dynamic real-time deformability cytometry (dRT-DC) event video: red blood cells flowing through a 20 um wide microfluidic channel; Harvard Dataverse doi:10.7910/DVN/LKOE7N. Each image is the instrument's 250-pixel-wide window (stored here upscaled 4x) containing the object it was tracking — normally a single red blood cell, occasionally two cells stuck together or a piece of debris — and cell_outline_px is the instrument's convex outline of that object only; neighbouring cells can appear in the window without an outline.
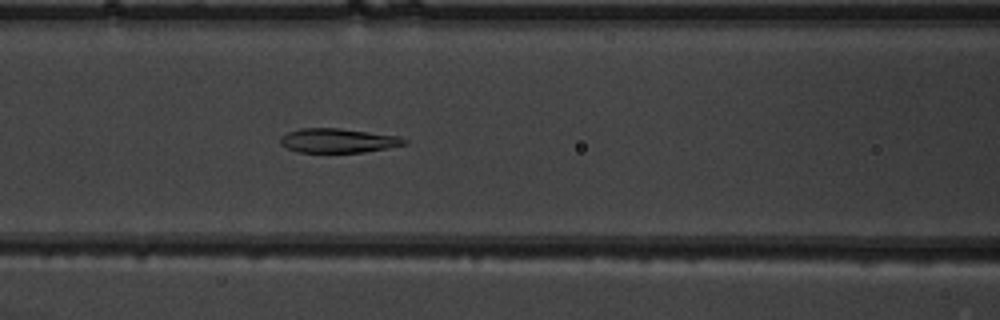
{"species": "common noctule bat (a hibernating species)", "species_latin": "Nyctalus noctula", "temperature_condition": "warm", "stored_images_in_passage": 43, "camera_frame_rate_fps": 3000, "um_per_image_px": 0.085, "animal": {"sex": "male", "body_mass_g": 19.5, "forearm_length_mm": 54.6}, "frame": {"image": 1, "passage_image": 14, "time_ms": 4.333, "image_size_px": [1000, 320], "cell_outline_px": [[408, 144], [364, 152], [296, 152], [280, 144], [280, 136], [288, 132], [300, 128], [340, 128], [400, 136], [408, 140]], "centroid_in_image_um": [28.74, 11.94], "position_along_channel_um": 137.9, "area_um2": 17.63}}
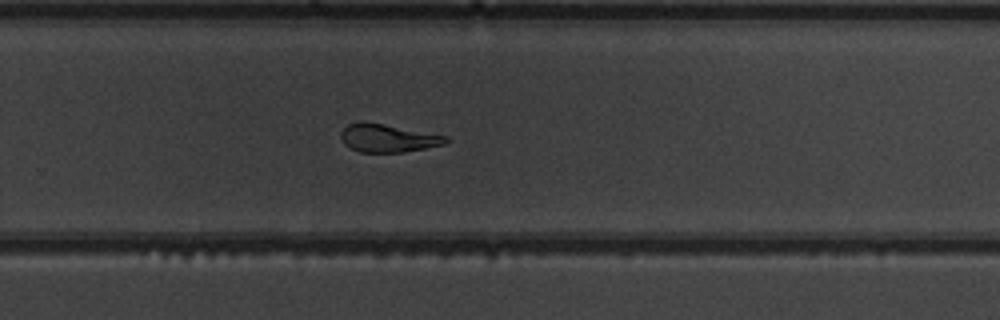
{"frame": {"image": 2, "passage_image": 26, "time_ms": 8.333, "image_size_px": [1000, 320], "cell_outline_px": [[452, 140], [444, 144], [424, 148], [400, 152], [360, 152], [348, 148], [344, 144], [340, 136], [340, 132], [348, 124], [384, 124], [448, 136]], "centroid_in_image_um": [33.0, 11.77], "position_along_channel_um": 296.8, "area_um2": 16.76}}
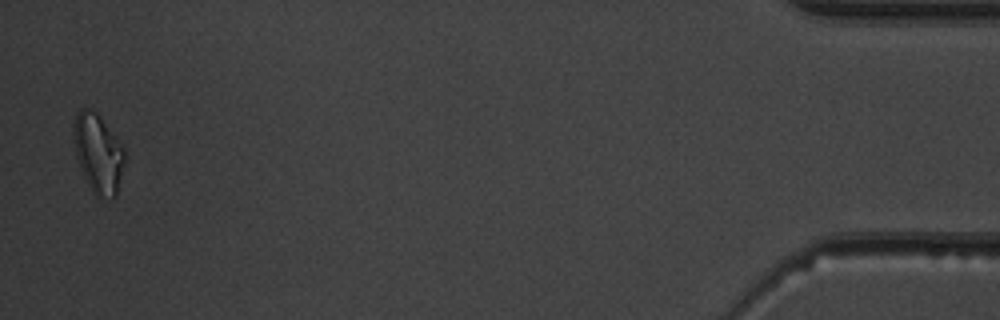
{"frame": {"image": 3, "passage_image": 42, "time_ms": 13.667, "image_size_px": [1000, 320], "cell_outline_px": [[124, 160], [116, 196], [112, 200], [96, 196], [88, 184], [84, 176], [76, 156], [72, 132], [72, 124], [76, 112], [80, 108], [88, 108], [96, 112], [124, 148]], "centroid_in_image_um": [8.31, 13.02], "position_along_channel_um": 426.9, "area_um2": 23.35}, "authors_computed_cell_mechanics": {"area_um2": 19.0162, "velocity_mm_per_s": 3.9864, "shape_relaxation_time_tau1_ms": null, "shape_relaxation_time_tau2_ms": 4.6346, "deformation_change_tau1": null, "deformation_change_tau2": 0.1205}}